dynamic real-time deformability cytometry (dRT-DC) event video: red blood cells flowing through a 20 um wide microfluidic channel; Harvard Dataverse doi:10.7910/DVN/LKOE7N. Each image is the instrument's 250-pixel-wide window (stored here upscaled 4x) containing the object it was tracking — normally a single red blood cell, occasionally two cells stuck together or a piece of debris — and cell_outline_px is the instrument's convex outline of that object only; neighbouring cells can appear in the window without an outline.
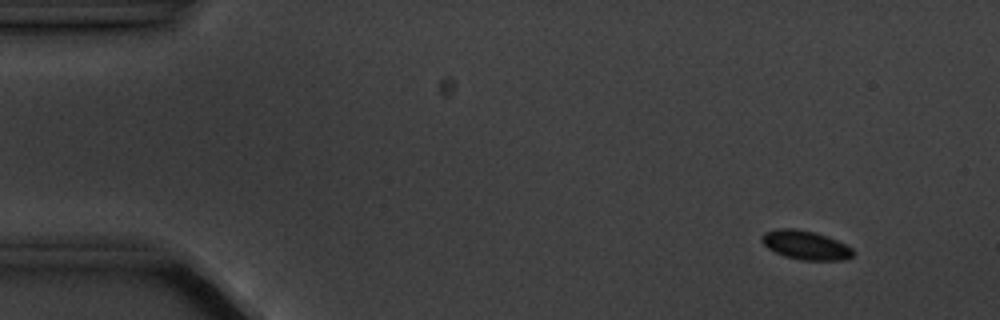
{"species": "common noctule bat (a hibernating species)", "species_latin": "Nyctalus noctula", "temperature_condition": "cold", "stored_images_in_passage": 4, "camera_frame_rate_fps": 3000, "um_per_image_px": 0.085, "animal": {"sex": "male", "body_mass_g": 20.1, "forearm_length_mm": 53.5}, "frame": {"image": 1, "passage_image": 1, "time_ms": 0.0, "image_size_px": [1000, 320], "cell_outline_px": [[852, 256], [848, 260], [804, 260], [784, 256], [768, 248], [760, 240], [760, 236], [764, 232], [780, 228], [796, 228], [816, 232], [828, 236], [852, 248]], "centroid_in_image_um": [68.45, 20.82], "position_along_channel_um": 16.5, "area_um2": 15.43}}